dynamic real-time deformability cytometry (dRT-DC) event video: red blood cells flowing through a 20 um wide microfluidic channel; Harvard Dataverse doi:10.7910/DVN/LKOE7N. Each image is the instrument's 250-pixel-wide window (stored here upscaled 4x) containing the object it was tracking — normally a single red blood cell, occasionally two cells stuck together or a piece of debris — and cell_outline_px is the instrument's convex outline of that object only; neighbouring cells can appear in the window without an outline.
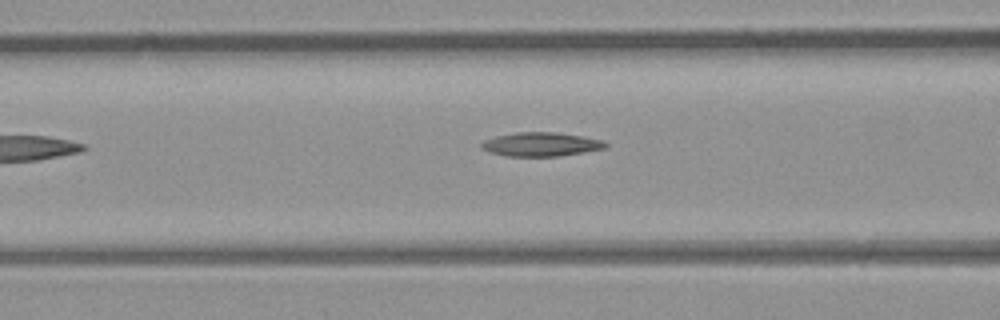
{"species": "common noctule bat (a hibernating species)", "species_latin": "Nyctalus noctula", "temperature_condition": "room temperature", "stored_images_in_passage": 5, "camera_frame_rate_fps": 3000, "um_per_image_px": 0.085, "animal": {"sex": "male", "body_mass_g": 23.1, "forearm_length_mm": 52.7}, "frame": {"image": 1, "passage_image": 3, "time_ms": 0.667, "image_size_px": [1000, 320], "cell_outline_px": [[608, 144], [604, 148], [584, 152], [560, 156], [504, 156], [480, 148], [480, 144], [484, 140], [496, 136], [516, 132], [556, 132], [604, 140]], "centroid_in_image_um": [45.97, 12.26], "position_along_channel_um": 120.6, "area_um2": 17.22}}